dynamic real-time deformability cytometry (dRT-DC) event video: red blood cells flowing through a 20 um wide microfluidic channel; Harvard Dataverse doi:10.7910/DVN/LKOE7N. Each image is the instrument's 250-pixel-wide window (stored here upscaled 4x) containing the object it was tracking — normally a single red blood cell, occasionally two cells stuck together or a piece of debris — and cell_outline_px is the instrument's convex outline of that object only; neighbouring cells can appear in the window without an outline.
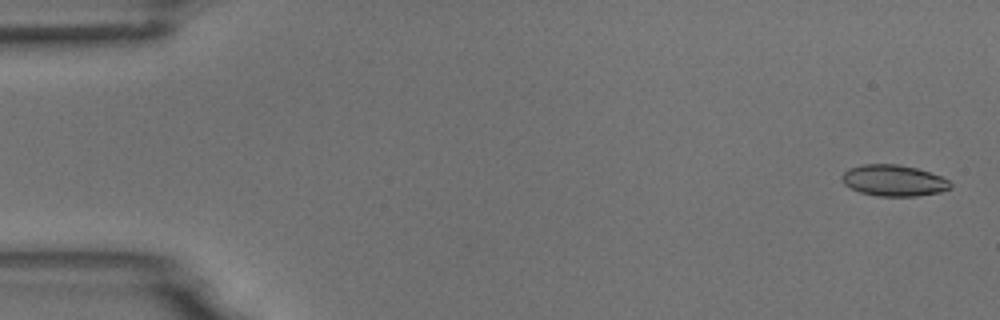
{"species": "common noctule bat (a hibernating species)", "species_latin": "Nyctalus noctula", "temperature_condition": "room temperature", "stored_images_in_passage": 55, "camera_frame_rate_fps": 3000, "um_per_image_px": 0.085, "animal": {"sex": "male", "body_mass_g": 18.8}, "frame": {"image": 1, "passage_image": 2, "time_ms": 0.333, "image_size_px": [1000, 320], "cell_outline_px": [[952, 188], [940, 192], [916, 196], [876, 196], [860, 192], [844, 184], [840, 176], [848, 168], [864, 164], [896, 164], [916, 168], [940, 176], [948, 180], [952, 184]], "centroid_in_image_um": [75.95, 15.35], "position_along_channel_um": 9.1, "area_um2": 19.71}}
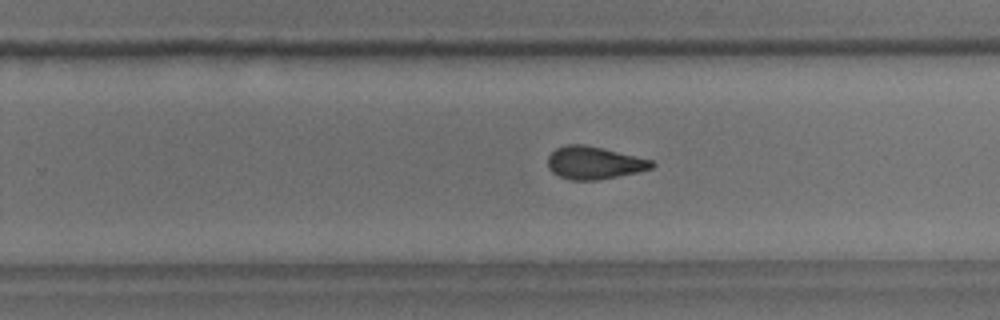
{"frame": {"image": 2, "passage_image": 35, "time_ms": 11.333, "image_size_px": [1000, 320], "cell_outline_px": [[656, 164], [652, 168], [636, 172], [596, 180], [572, 180], [560, 176], [552, 172], [548, 168], [548, 156], [556, 148], [564, 144], [584, 144], [636, 156], [652, 160]], "centroid_in_image_um": [50.47, 13.83], "position_along_channel_um": 279.3, "area_um2": 19.59}}
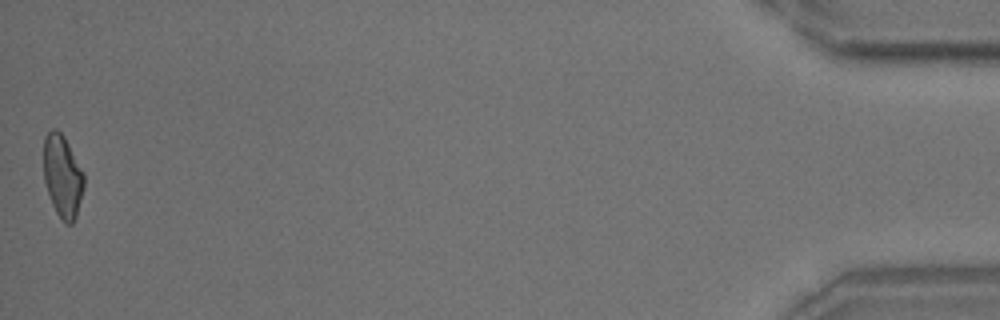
{"frame": {"image": 3, "passage_image": 55, "time_ms": 18.0, "image_size_px": [1000, 320], "cell_outline_px": [[84, 188], [76, 216], [72, 224], [64, 224], [56, 212], [52, 204], [44, 180], [44, 136], [52, 128], [56, 128], [64, 136], [84, 172]], "centroid_in_image_um": [5.32, 14.97], "position_along_channel_um": 429.9, "area_um2": 19.48}, "authors_computed_cell_mechanics": {"area_um2": 19.9988, "velocity_mm_per_s": 3.685, "shape_relaxation_time_tau1_ms": 10.007, "shape_relaxation_time_tau2_ms": 1.6181, "deformation_change_tau1": 0.1904, "deformation_change_tau2": 0.0819}}